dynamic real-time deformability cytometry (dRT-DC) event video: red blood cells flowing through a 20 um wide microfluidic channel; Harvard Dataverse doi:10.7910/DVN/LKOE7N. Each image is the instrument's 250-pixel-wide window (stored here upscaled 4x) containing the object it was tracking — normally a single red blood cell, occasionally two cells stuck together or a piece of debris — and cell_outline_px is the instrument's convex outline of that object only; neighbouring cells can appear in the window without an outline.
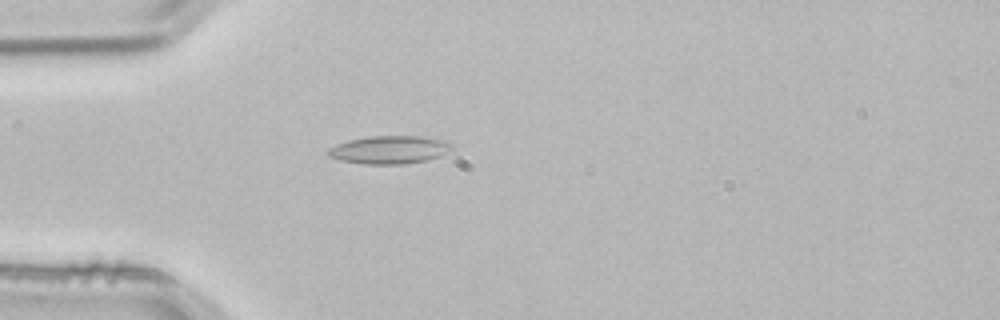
{"species": "common noctule bat (a hibernating species)", "species_latin": "Nyctalus noctula", "temperature_condition": "room temperature", "stored_images_in_passage": 49, "camera_frame_rate_fps": 3000, "um_per_image_px": 0.085, "animal": {"sex": "male", "body_mass_g": 21.5, "forearm_length_mm": 52.0}, "frame": {"image": 1, "passage_image": 11, "time_ms": 3.333, "image_size_px": [1000, 320], "cell_outline_px": [[452, 148], [436, 156], [424, 160], [404, 164], [364, 164], [340, 160], [328, 156], [324, 152], [328, 148], [336, 144], [348, 140], [368, 136], [420, 136], [444, 140], [452, 144]], "centroid_in_image_um": [33.0, 12.72], "position_along_channel_um": 52.0, "area_um2": 20.06}}
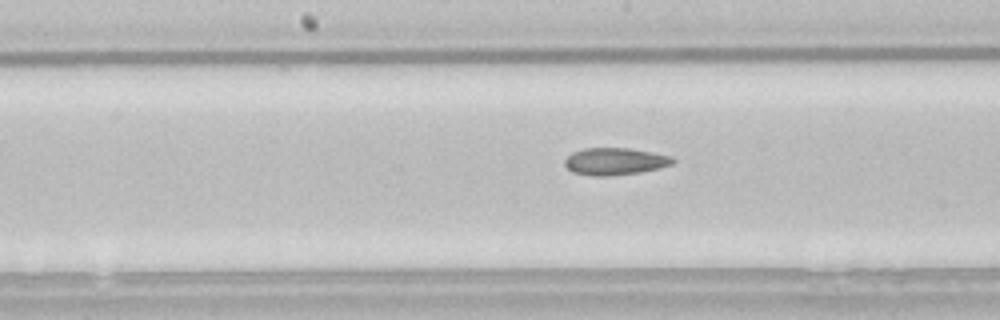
{"frame": {"image": 2, "passage_image": 23, "time_ms": 7.333, "image_size_px": [1000, 320], "cell_outline_px": [[676, 160], [672, 164], [640, 172], [608, 176], [592, 176], [572, 172], [564, 164], [564, 160], [572, 152], [584, 148], [628, 148], [672, 156]], "centroid_in_image_um": [52.24, 13.71], "position_along_channel_um": 196.0, "area_um2": 16.99}}
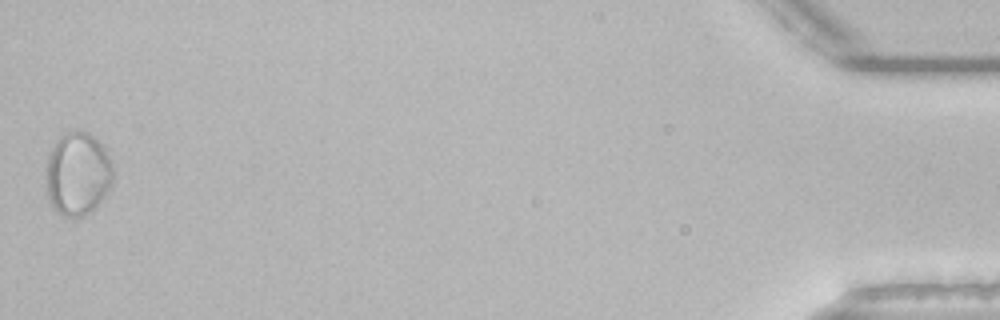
{"frame": {"image": 3, "passage_image": 49, "time_ms": 16.0, "image_size_px": [1000, 320], "cell_outline_px": [[112, 176], [108, 188], [104, 196], [96, 208], [84, 216], [64, 216], [56, 212], [48, 196], [48, 156], [56, 140], [60, 136], [68, 132], [88, 132], [104, 148], [112, 164]], "centroid_in_image_um": [6.61, 14.79], "position_along_channel_um": 428.6, "area_um2": 31.67}, "authors_computed_cell_mechanics": {"area_um2": 18.207, "velocity_mm_per_s": 3.8033, "shape_relaxation_time_tau1_ms": null, "shape_relaxation_time_tau2_ms": 5.4487, "deformation_change_tau1": null, "deformation_change_tau2": 0.0886}}